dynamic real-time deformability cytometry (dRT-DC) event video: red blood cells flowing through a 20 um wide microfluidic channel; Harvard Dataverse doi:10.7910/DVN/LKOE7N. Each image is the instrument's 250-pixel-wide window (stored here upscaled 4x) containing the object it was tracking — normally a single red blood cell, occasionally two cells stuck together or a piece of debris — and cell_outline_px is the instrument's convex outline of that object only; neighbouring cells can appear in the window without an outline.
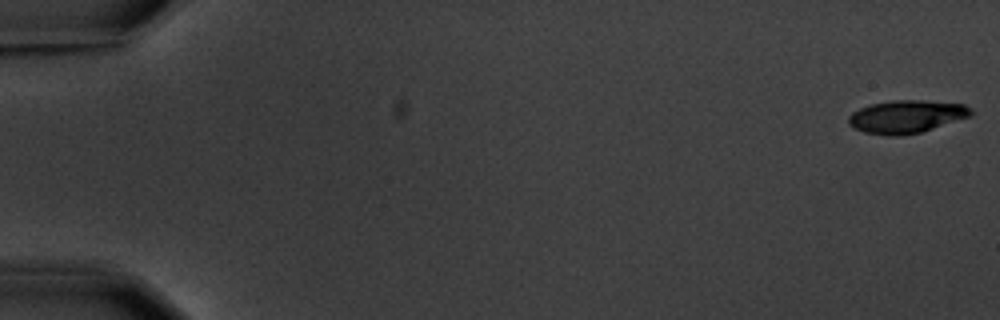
{"species": "common noctule bat (a hibernating species)", "species_latin": "Nyctalus noctula", "temperature_condition": "warm", "stored_images_in_passage": 5, "camera_frame_rate_fps": 3000, "um_per_image_px": 0.085, "animal": {"sex": "male", "body_mass_g": 20.1, "forearm_length_mm": 53.5}, "frame": {"image": 1, "passage_image": 1, "time_ms": 0.0, "image_size_px": [1000, 320], "cell_outline_px": [[972, 116], [920, 132], [900, 136], [888, 136], [864, 132], [852, 128], [848, 124], [848, 116], [852, 112], [860, 108], [872, 104], [892, 100], [920, 100], [964, 104], [972, 108]], "centroid_in_image_um": [77.03, 9.91], "position_along_channel_um": 8.0, "area_um2": 23.52}}
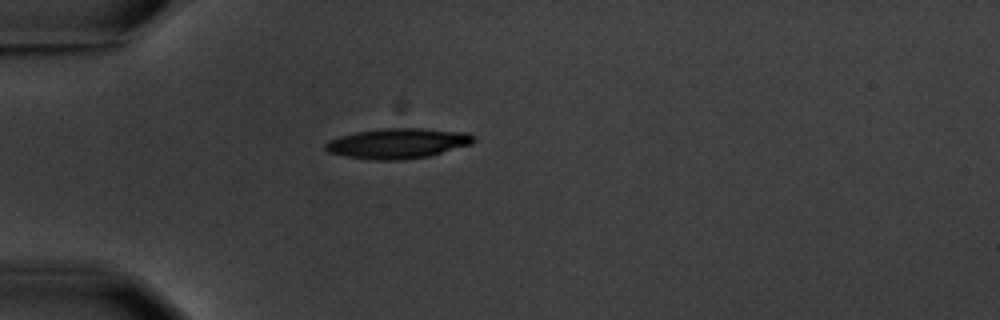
{"frame": {"image": 2, "passage_image": 5, "time_ms": 5.333, "image_size_px": [1000, 320], "cell_outline_px": [[476, 140], [472, 144], [428, 156], [400, 160], [372, 160], [344, 156], [328, 152], [324, 148], [324, 144], [328, 140], [340, 136], [356, 132], [380, 128], [420, 128], [468, 132], [476, 136]], "centroid_in_image_um": [33.81, 12.18], "position_along_channel_um": 51.2, "area_um2": 26.3}}